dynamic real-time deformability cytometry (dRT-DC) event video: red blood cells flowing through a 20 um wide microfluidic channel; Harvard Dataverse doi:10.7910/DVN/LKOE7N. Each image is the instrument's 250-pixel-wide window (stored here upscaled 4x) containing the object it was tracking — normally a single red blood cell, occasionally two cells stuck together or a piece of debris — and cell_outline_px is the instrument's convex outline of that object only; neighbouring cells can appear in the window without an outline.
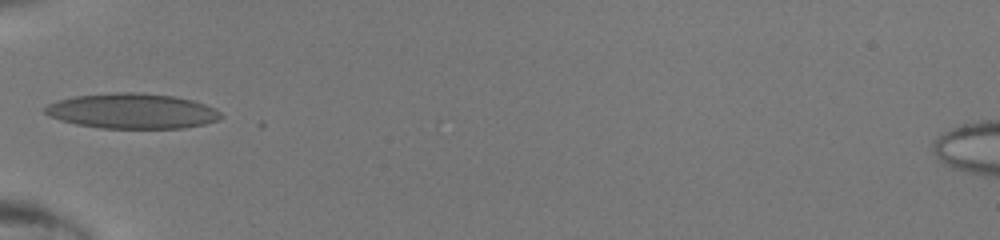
{"species": "human", "species_latin": "Homo sapiens", "temperature_condition": "room temperature", "stored_images_in_passage": 20, "camera_frame_rate_fps": 3000, "um_per_image_px": 0.085, "donor": {"sex": "male"}, "frame": {"image": 1, "passage_image": 1, "time_ms": 0.0, "image_size_px": [1000, 240], "cell_outline_px": [[224, 116], [216, 120], [204, 124], [180, 128], [100, 128], [76, 124], [60, 120], [44, 112], [44, 108], [48, 104], [60, 100], [76, 96], [112, 92], [140, 92], [172, 96], [192, 100], [204, 104], [220, 112]], "centroid_in_image_um": [11.23, 9.43], "position_along_channel_um": 73.8, "area_um2": 35.78}}
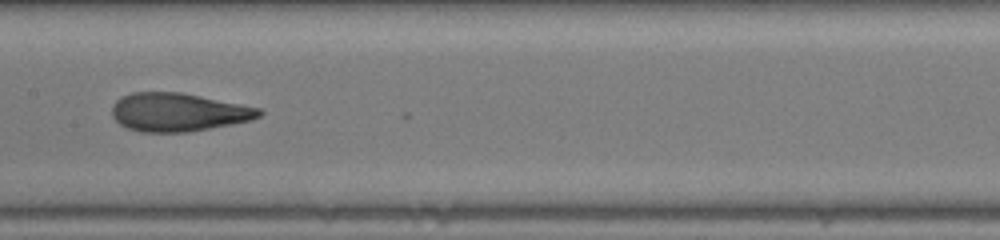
{"frame": {"image": 2, "passage_image": 9, "time_ms": 2.667, "image_size_px": [1000, 240], "cell_outline_px": [[264, 112], [260, 116], [248, 120], [208, 128], [184, 132], [140, 132], [128, 128], [120, 124], [112, 116], [112, 104], [120, 96], [132, 92], [180, 92], [260, 108]], "centroid_in_image_um": [15.08, 9.52], "position_along_channel_um": 192.3, "area_um2": 32.54}}
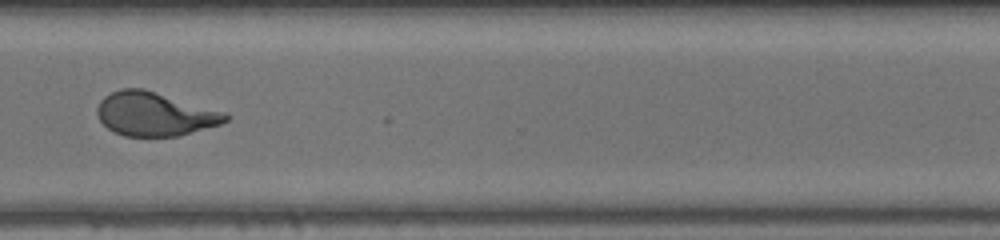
{"frame": {"image": 3, "passage_image": 20, "time_ms": 6.333, "image_size_px": [1000, 240], "cell_outline_px": [[228, 120], [220, 124], [176, 136], [124, 136], [108, 128], [100, 120], [96, 112], [96, 108], [100, 100], [104, 96], [120, 88], [144, 88], [224, 112], [228, 116]], "centroid_in_image_um": [13.1, 9.68], "position_along_channel_um": 357.5, "area_um2": 32.43}}